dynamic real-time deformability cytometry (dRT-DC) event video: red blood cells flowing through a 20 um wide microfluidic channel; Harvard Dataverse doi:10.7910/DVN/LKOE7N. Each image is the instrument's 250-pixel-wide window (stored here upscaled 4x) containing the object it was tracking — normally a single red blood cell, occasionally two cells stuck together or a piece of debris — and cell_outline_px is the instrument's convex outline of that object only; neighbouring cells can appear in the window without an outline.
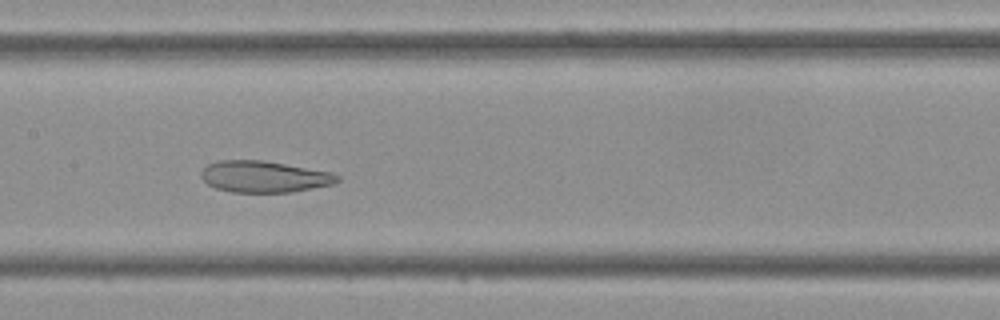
{"species": "Egyptian fruit bat (a non-hibernating species)", "species_latin": "Rousettus aegyptiacus", "temperature_condition": "cold", "stored_images_in_passage": 44, "camera_frame_rate_fps": 3000, "um_per_image_px": 0.085, "frame": {"image": 1, "passage_image": 21, "time_ms": 6.667, "image_size_px": [1000, 320], "cell_outline_px": [[340, 180], [332, 184], [292, 192], [232, 192], [216, 188], [208, 184], [200, 176], [200, 172], [208, 164], [216, 160], [260, 160], [332, 172], [340, 176]], "centroid_in_image_um": [22.43, 15.01], "position_along_channel_um": 185.0, "area_um2": 24.85}}
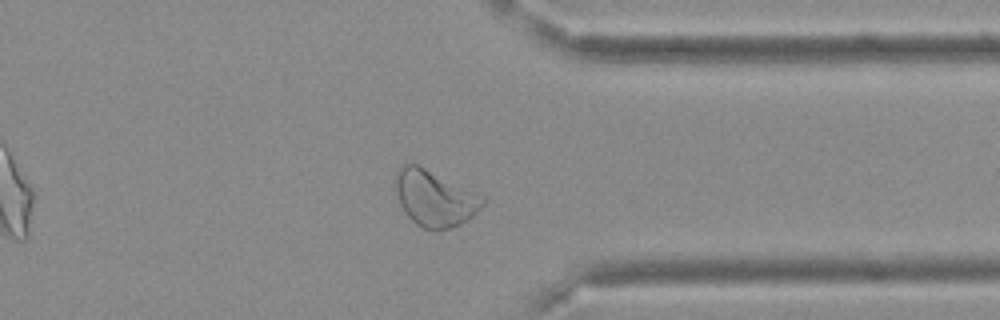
{"frame": {"image": 2, "passage_image": 34, "time_ms": 11.0, "image_size_px": [1000, 320], "cell_outline_px": [[488, 200], [468, 220], [460, 224], [448, 228], [424, 228], [416, 224], [408, 216], [400, 204], [396, 188], [396, 172], [404, 164], [416, 164], [484, 196]], "centroid_in_image_um": [36.97, 16.85], "position_along_channel_um": 374.4, "area_um2": 27.8}}
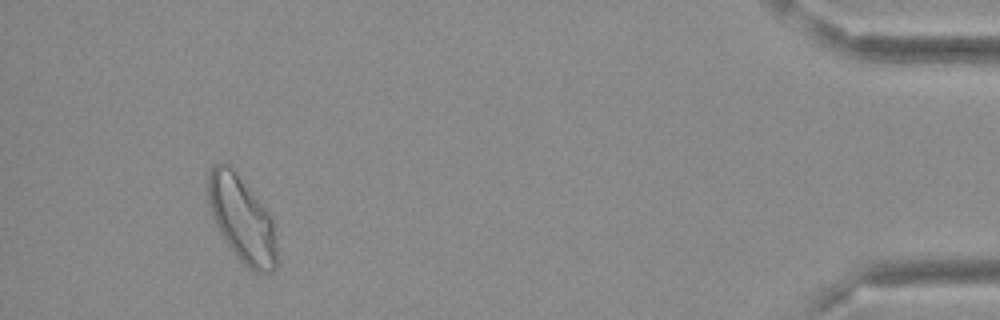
{"frame": {"image": 3, "passage_image": 41, "time_ms": 13.333, "image_size_px": [1000, 320], "cell_outline_px": [[276, 268], [272, 272], [252, 272], [236, 256], [220, 232], [212, 216], [208, 200], [208, 176], [212, 168], [216, 164], [228, 164], [232, 168], [272, 216], [276, 244]], "centroid_in_image_um": [20.57, 18.67], "position_along_channel_um": 414.6, "area_um2": 33.87}}